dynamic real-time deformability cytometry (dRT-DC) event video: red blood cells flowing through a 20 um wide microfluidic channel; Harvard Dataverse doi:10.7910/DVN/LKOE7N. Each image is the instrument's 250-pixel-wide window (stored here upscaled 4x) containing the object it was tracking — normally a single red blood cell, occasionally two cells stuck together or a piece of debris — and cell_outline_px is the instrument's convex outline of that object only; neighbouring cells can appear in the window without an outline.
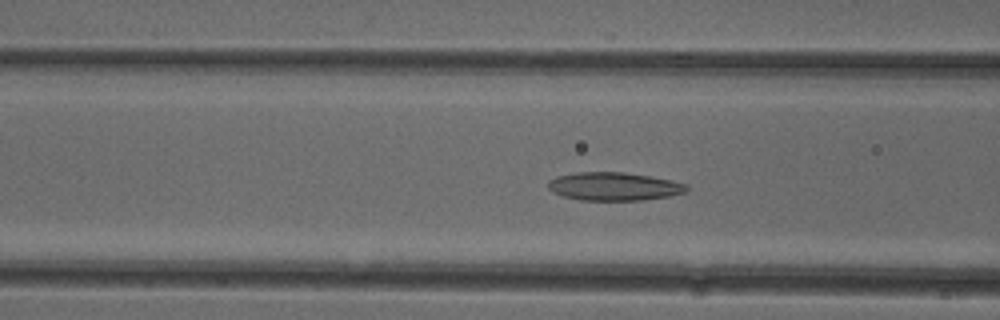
{"species": "common noctule bat (a hibernating species)", "species_latin": "Nyctalus noctula", "temperature_condition": "cold", "stored_images_in_passage": 51, "camera_frame_rate_fps": 3000, "um_per_image_px": 0.085, "animal": {"sex": "female"}, "frame": {"image": 1, "passage_image": 19, "time_ms": 6.0, "image_size_px": [1000, 320], "cell_outline_px": [[688, 188], [684, 192], [672, 196], [644, 200], [580, 200], [564, 196], [552, 192], [548, 188], [548, 180], [556, 176], [576, 172], [624, 172], [672, 180], [688, 184]], "centroid_in_image_um": [52.19, 15.84], "position_along_channel_um": 114.4, "area_um2": 22.89}}
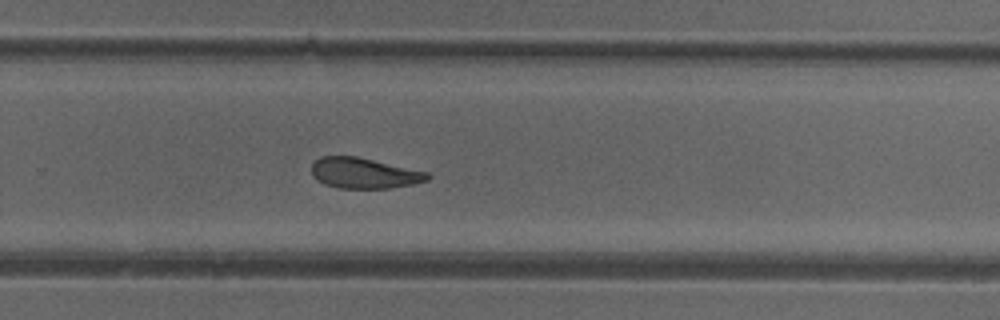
{"frame": {"image": 2, "passage_image": 33, "time_ms": 10.667, "image_size_px": [1000, 320], "cell_outline_px": [[432, 176], [428, 180], [412, 184], [388, 188], [340, 188], [324, 184], [316, 180], [312, 176], [312, 164], [320, 156], [356, 156], [428, 172]], "centroid_in_image_um": [30.93, 14.71], "position_along_channel_um": 298.9, "area_um2": 20.63}}
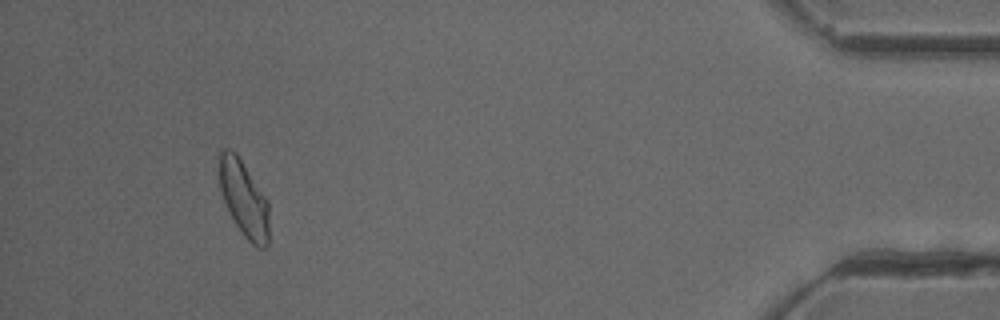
{"frame": {"image": 3, "passage_image": 47, "time_ms": 15.333, "image_size_px": [1000, 320], "cell_outline_px": [[268, 248], [260, 248], [252, 244], [244, 236], [228, 212], [220, 188], [216, 168], [220, 148], [228, 148], [236, 152], [268, 200]], "centroid_in_image_um": [20.68, 16.83], "position_along_channel_um": 414.5, "area_um2": 22.54}, "authors_computed_cell_mechanics": {"area_um2": 22.542, "velocity_mm_per_s": 3.9649, "shape_relaxation_time_tau1_ms": 9.2361, "shape_relaxation_time_tau2_ms": 3.3786, "deformation_change_tau1": 0.1793, "deformation_change_tau2": 0.0938}}